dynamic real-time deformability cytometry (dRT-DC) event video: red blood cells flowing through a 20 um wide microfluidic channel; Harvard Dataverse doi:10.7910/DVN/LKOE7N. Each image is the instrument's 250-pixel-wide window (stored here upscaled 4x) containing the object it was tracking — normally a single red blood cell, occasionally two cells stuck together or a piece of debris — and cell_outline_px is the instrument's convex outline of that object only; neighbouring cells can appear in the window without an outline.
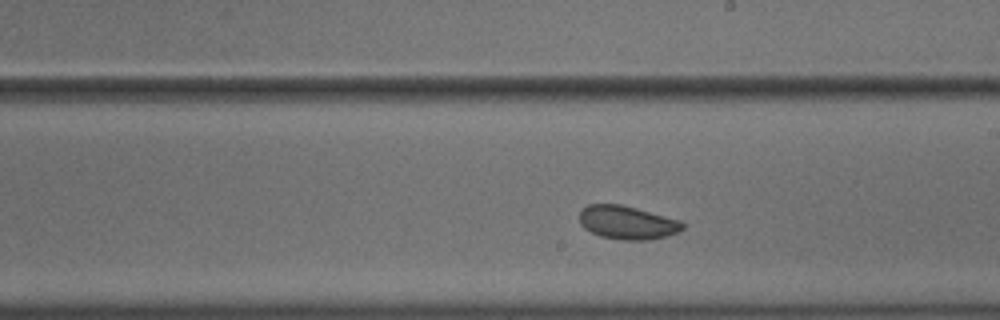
{"species": "common noctule bat (a hibernating species)", "species_latin": "Nyctalus noctula", "temperature_condition": "cold", "stored_images_in_passage": 33, "camera_frame_rate_fps": 3000, "um_per_image_px": 0.085, "animal": {"sex": "male", "body_mass_g": 18.8}, "frame": {"image": 1, "passage_image": 15, "time_ms": 4.667, "image_size_px": [1000, 320], "cell_outline_px": [[684, 228], [680, 232], [652, 240], [624, 240], [600, 236], [584, 228], [580, 224], [580, 208], [588, 204], [620, 204], [636, 208], [680, 220], [684, 224]], "centroid_in_image_um": [53.32, 18.92], "position_along_channel_um": 235.7, "area_um2": 20.23}}
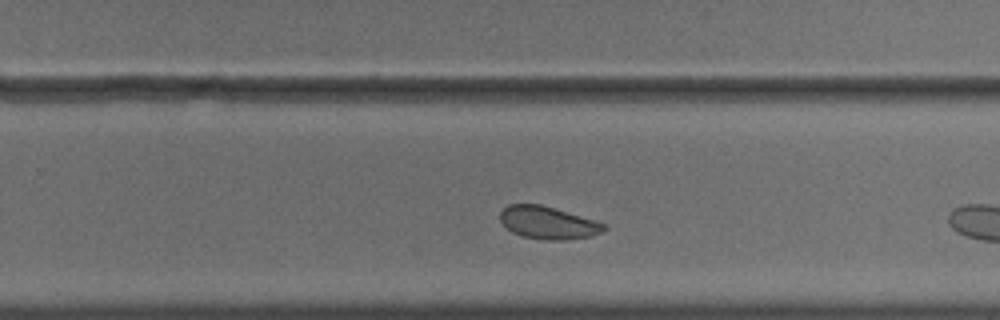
{"frame": {"image": 2, "passage_image": 19, "time_ms": 6.0, "image_size_px": [1000, 320], "cell_outline_px": [[608, 228], [592, 236], [568, 240], [544, 240], [524, 236], [512, 232], [500, 220], [500, 212], [508, 204], [540, 204], [592, 220], [604, 224]], "centroid_in_image_um": [46.56, 18.94], "position_along_channel_um": 283.2, "area_um2": 19.36}, "authors_computed_cell_mechanics": {"area_um2": 20.1144, "velocity_mm_per_s": 3.571, "shape_relaxation_time_tau1_ms": 2.2069, "shape_relaxation_time_tau2_ms": null, "deformation_change_tau1": 0.0263, "deformation_change_tau2": null}}